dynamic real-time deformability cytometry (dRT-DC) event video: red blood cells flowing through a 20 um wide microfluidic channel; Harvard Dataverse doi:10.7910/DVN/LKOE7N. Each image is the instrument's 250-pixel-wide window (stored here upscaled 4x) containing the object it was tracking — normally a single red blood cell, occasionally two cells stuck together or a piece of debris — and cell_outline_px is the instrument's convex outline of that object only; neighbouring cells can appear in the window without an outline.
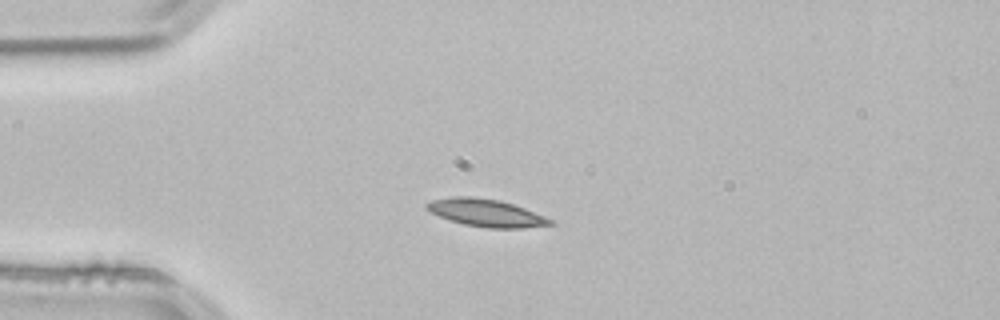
{"species": "common noctule bat (a hibernating species)", "species_latin": "Nyctalus noctula", "temperature_condition": "room temperature", "stored_images_in_passage": 5, "camera_frame_rate_fps": 3000, "um_per_image_px": 0.085, "animal": {"sex": "male", "body_mass_g": 21.5, "forearm_length_mm": 52.0}, "frame": {"image": 1, "passage_image": 1, "time_ms": 0.0, "image_size_px": [1000, 320], "cell_outline_px": [[552, 224], [524, 228], [484, 228], [464, 224], [440, 216], [424, 208], [424, 204], [432, 200], [452, 196], [472, 196], [500, 200], [524, 208], [544, 216], [552, 220]], "centroid_in_image_um": [41.28, 18.08], "position_along_channel_um": 43.7, "area_um2": 19.65}}